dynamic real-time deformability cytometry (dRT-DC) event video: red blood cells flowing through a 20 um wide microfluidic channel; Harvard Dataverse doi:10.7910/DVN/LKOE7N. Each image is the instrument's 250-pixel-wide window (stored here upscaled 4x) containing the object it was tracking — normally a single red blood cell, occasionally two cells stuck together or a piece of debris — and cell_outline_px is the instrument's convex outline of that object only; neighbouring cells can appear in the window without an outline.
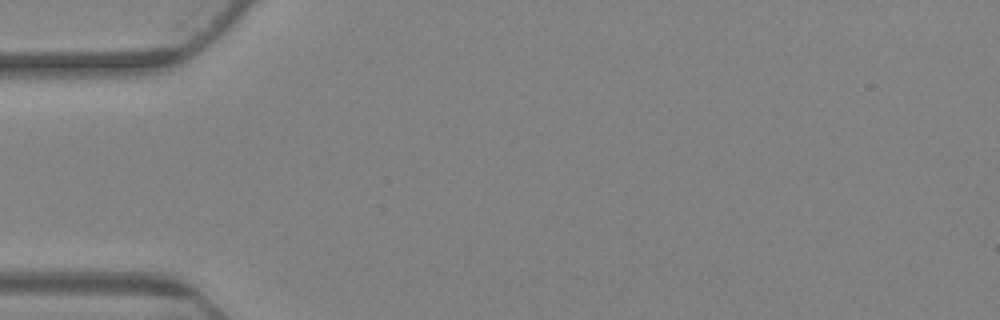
{"species": "Egyptian fruit bat (a non-hibernating species)", "species_latin": "Rousettus aegyptiacus", "temperature_condition": "warm", "stored_images_in_passage": 2, "camera_frame_rate_fps": 3000, "um_per_image_px": 0.085, "animal": {"sex": "female"}, "frame": {"image": 1, "passage_image": 1, "time_ms": 0.0, "image_size_px": [1000, 320], "cell_outline_px": [[276, 280], [260, 280], [244, 272], [212, 244], [208, 240], [200, 228], [212, 224], [232, 232], [264, 264]], "centroid_in_image_um": [20.14, 21.42], "position_along_channel_um": 64.9, "area_um2": 10.98}}